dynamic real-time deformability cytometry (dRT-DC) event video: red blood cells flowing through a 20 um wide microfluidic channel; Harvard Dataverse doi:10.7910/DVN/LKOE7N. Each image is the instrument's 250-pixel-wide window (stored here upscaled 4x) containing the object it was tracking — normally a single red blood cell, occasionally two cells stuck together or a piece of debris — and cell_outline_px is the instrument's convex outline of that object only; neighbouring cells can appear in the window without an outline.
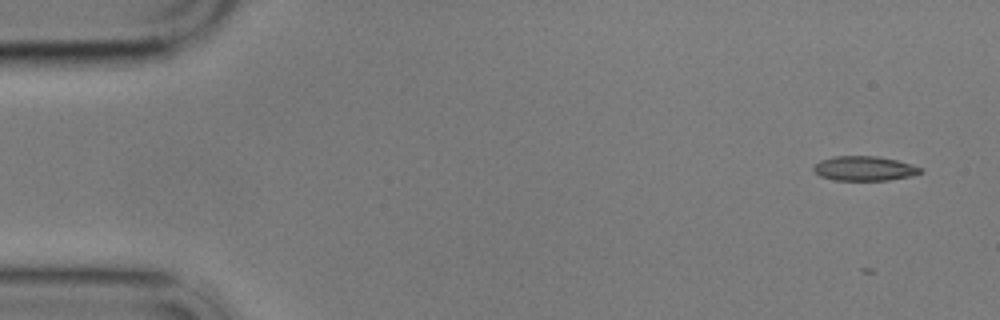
{"species": "common noctule bat (a hibernating species)", "species_latin": "Nyctalus noctula", "temperature_condition": "cold", "stored_images_in_passage": 4, "camera_frame_rate_fps": 3000, "um_per_image_px": 0.085, "animal": {"sex": "male", "body_mass_g": 17.9}, "frame": {"image": 1, "passage_image": 1, "time_ms": 0.0, "image_size_px": [1000, 320], "cell_outline_px": [[924, 172], [908, 176], [888, 180], [836, 180], [820, 176], [812, 168], [820, 160], [832, 156], [876, 156], [896, 160], [920, 168]], "centroid_in_image_um": [73.42, 14.31], "position_along_channel_um": 11.6, "area_um2": 15.03}}